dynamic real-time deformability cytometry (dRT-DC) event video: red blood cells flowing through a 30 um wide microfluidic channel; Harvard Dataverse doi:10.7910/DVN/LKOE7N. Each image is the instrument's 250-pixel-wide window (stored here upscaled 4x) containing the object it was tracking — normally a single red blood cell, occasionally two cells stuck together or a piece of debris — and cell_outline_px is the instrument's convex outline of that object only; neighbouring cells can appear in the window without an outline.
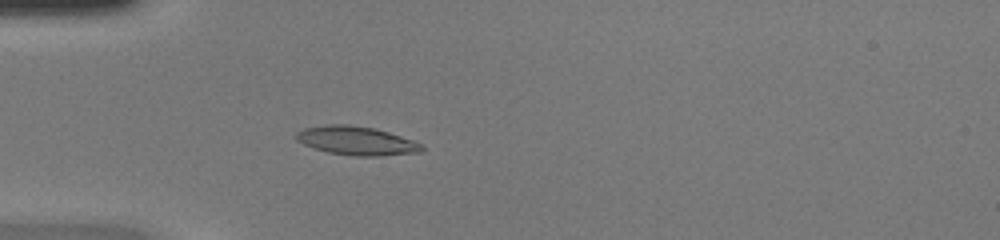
{"species": "common noctule bat (a hibernating species)", "species_latin": "Nyctalus noctula", "temperature_condition": "warm", "stored_images_in_passage": 50, "camera_frame_rate_fps": 3000, "um_per_image_px": 0.085, "animal": {"sex": "female", "body_mass_g": 20.0, "forearm_length_mm": 54.0}, "frame": {"image": 1, "passage_image": 16, "time_ms": 5.0, "image_size_px": [1000, 240], "cell_outline_px": [[424, 148], [420, 152], [380, 156], [356, 156], [328, 152], [304, 144], [296, 140], [296, 132], [304, 128], [324, 124], [348, 124], [376, 128], [424, 144]], "centroid_in_image_um": [30.31, 11.95], "position_along_channel_um": 54.7, "area_um2": 21.04}}
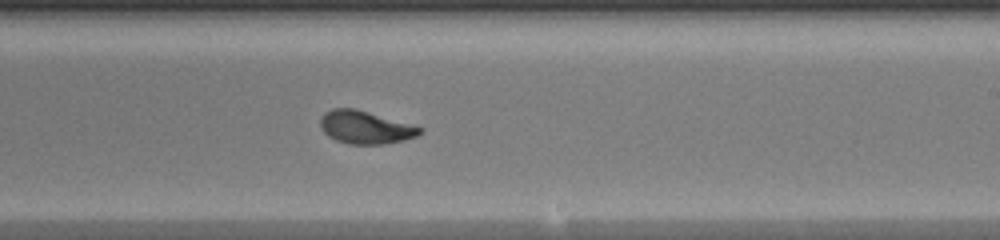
{"frame": {"image": 2, "passage_image": 31, "time_ms": 10.0, "image_size_px": [1000, 240], "cell_outline_px": [[424, 132], [416, 136], [404, 140], [384, 144], [348, 144], [336, 140], [328, 136], [320, 128], [320, 116], [324, 112], [332, 108], [352, 108], [424, 128]], "centroid_in_image_um": [31.02, 10.83], "position_along_channel_um": 258.0, "area_um2": 18.96}}
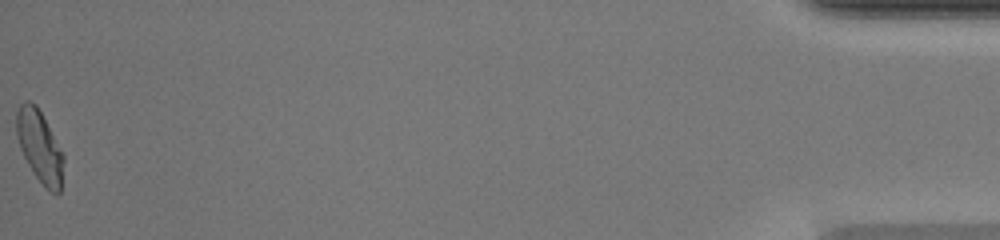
{"frame": {"image": 3, "passage_image": 50, "time_ms": 16.333, "image_size_px": [1000, 240], "cell_outline_px": [[64, 160], [60, 192], [56, 196], [44, 188], [28, 164], [20, 148], [16, 132], [16, 112], [20, 104], [24, 100], [28, 100], [36, 104], [64, 156]], "centroid_in_image_um": [3.36, 12.47], "position_along_channel_um": 431.8, "area_um2": 19.59}, "authors_computed_cell_mechanics": {"area_um2": 19.0162, "velocity_mm_per_s": 4.2672, "shape_relaxation_time_tau1_ms": 2.6273, "shape_relaxation_time_tau2_ms": 0.6361, "deformation_change_tau1": 0.1852, "deformation_change_tau2": 0.0632}}